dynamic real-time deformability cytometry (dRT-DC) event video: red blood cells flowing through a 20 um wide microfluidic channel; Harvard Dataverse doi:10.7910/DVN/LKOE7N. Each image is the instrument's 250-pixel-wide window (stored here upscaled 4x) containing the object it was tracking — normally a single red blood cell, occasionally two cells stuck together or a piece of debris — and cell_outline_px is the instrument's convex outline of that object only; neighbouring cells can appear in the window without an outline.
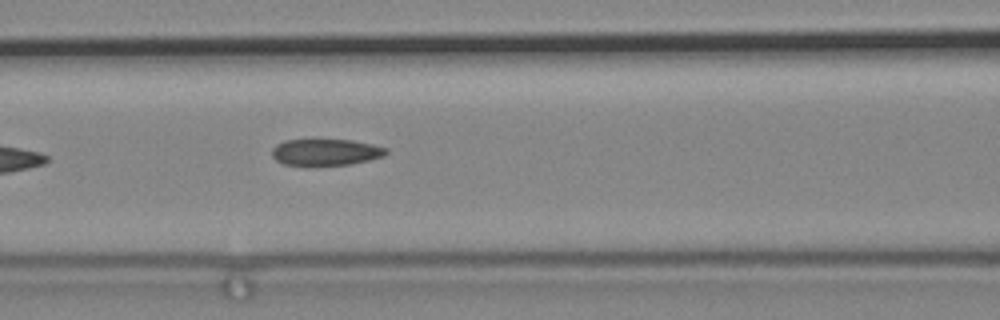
{"species": "common noctule bat (a hibernating species)", "species_latin": "Nyctalus noctula", "temperature_condition": "cold", "stored_images_in_passage": 5, "camera_frame_rate_fps": 3000, "um_per_image_px": 0.085, "animal": {"sex": "male", "body_mass_g": 19.2, "forearm_length_mm": 51.8}, "frame": {"image": 1, "passage_image": 5, "time_ms": 1.333, "image_size_px": [1000, 320], "cell_outline_px": [[388, 152], [384, 156], [352, 164], [312, 168], [304, 168], [284, 164], [276, 160], [272, 156], [272, 148], [276, 144], [284, 140], [352, 140], [372, 144], [388, 148]], "centroid_in_image_um": [27.65, 12.98], "position_along_channel_um": 139.0, "area_um2": 18.44}}